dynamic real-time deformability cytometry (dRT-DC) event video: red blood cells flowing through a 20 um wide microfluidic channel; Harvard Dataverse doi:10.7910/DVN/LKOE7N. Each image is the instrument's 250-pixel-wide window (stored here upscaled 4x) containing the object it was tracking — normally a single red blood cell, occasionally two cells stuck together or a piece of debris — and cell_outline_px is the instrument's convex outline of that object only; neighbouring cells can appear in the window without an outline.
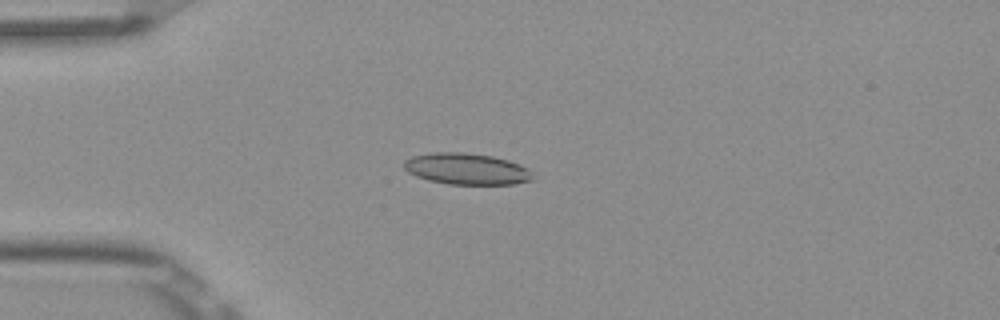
{"species": "Egyptian fruit bat (a non-hibernating species)", "species_latin": "Rousettus aegyptiacus", "temperature_condition": "room temperature", "stored_images_in_passage": 4, "camera_frame_rate_fps": 3000, "um_per_image_px": 0.085, "frame": {"image": 1, "passage_image": 2, "time_ms": 0.333, "image_size_px": [1000, 320], "cell_outline_px": [[536, 180], [512, 184], [448, 184], [428, 180], [416, 176], [408, 172], [404, 168], [404, 160], [412, 156], [432, 152], [464, 152], [492, 156], [508, 160], [520, 164], [528, 168]], "centroid_in_image_um": [39.67, 14.35], "position_along_channel_um": 45.3, "area_um2": 23.7}}
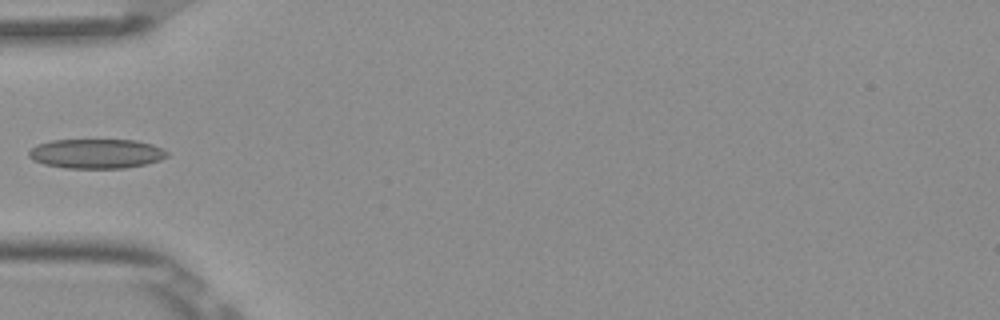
{"frame": {"image": 2, "passage_image": 3, "time_ms": 0.667, "image_size_px": [1000, 320], "cell_outline_px": [[168, 156], [160, 160], [144, 164], [124, 168], [64, 168], [44, 164], [32, 160], [28, 156], [28, 152], [36, 144], [52, 140], [136, 140], [152, 144], [164, 148], [168, 152]], "centroid_in_image_um": [8.18, 13.06], "position_along_channel_um": 76.8, "area_um2": 23.93}}
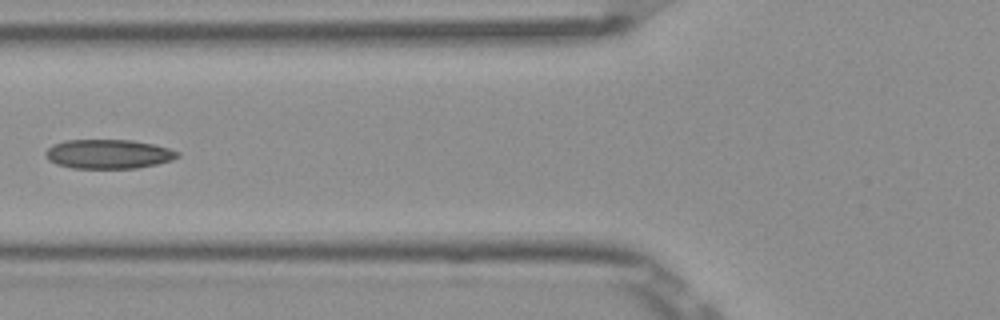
{"frame": {"image": 3, "passage_image": 4, "time_ms": 1.0, "image_size_px": [1000, 320], "cell_outline_px": [[180, 156], [172, 160], [156, 164], [136, 168], [72, 168], [56, 164], [48, 160], [44, 156], [44, 152], [52, 144], [64, 140], [132, 140], [152, 144], [168, 148], [180, 152]], "centroid_in_image_um": [9.18, 13.09], "position_along_channel_um": 116.6, "area_um2": 22.6}}